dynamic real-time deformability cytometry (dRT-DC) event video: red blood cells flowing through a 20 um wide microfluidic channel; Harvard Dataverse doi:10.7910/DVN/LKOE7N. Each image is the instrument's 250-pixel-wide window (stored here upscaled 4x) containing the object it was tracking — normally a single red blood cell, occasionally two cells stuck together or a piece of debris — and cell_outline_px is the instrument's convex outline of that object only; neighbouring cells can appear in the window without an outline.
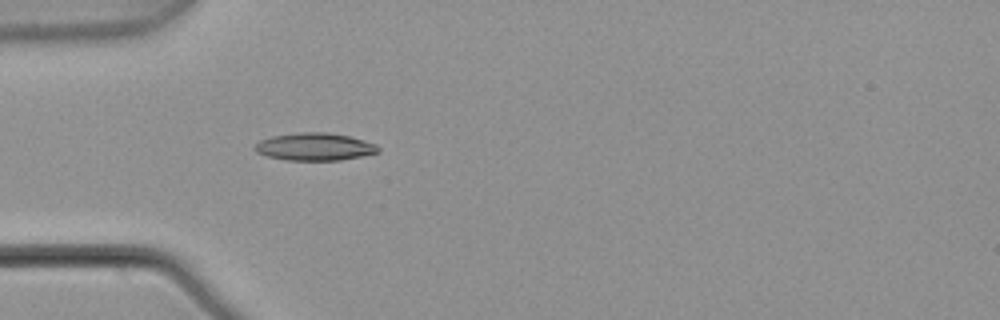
{"species": "common noctule bat (a hibernating species)", "species_latin": "Nyctalus noctula", "temperature_condition": "warm", "stored_images_in_passage": 3, "camera_frame_rate_fps": 3000, "um_per_image_px": 0.085, "animal": {"sex": "male", "body_mass_g": 21.5, "forearm_length_mm": 52.0}, "frame": {"image": 1, "passage_image": 3, "time_ms": 0.667, "image_size_px": [1000, 320], "cell_outline_px": [[380, 152], [340, 160], [284, 160], [268, 156], [256, 152], [252, 148], [260, 140], [272, 136], [300, 132], [328, 132], [348, 136], [364, 140], [376, 144], [380, 148]], "centroid_in_image_um": [26.74, 12.47], "position_along_channel_um": 58.3, "area_um2": 19.83}}